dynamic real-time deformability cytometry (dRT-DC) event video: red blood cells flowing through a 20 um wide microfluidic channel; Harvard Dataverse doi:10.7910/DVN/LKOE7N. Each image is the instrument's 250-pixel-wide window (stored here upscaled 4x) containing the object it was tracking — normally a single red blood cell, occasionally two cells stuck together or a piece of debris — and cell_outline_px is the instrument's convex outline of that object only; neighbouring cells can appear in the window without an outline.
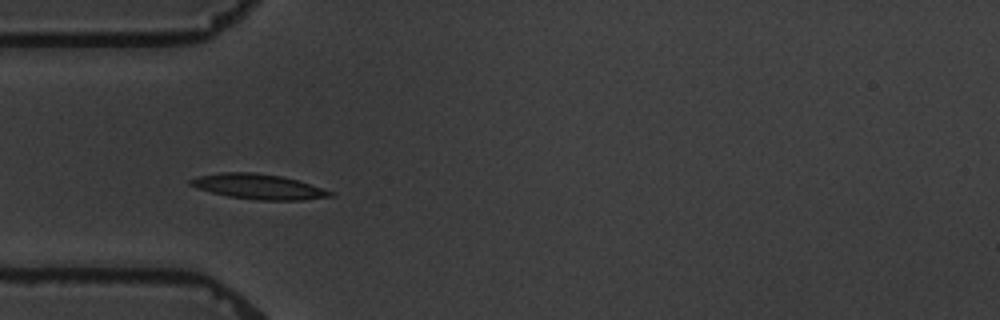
{"species": "common noctule bat (a hibernating species)", "species_latin": "Nyctalus noctula", "temperature_condition": "warm", "stored_images_in_passage": 10, "camera_frame_rate_fps": 3000, "um_per_image_px": 0.085, "animal": {"sex": "male", "body_mass_g": 19.5, "forearm_length_mm": 54.6}, "frame": {"image": 1, "passage_image": 6, "time_ms": 5.667, "image_size_px": [1000, 320], "cell_outline_px": [[336, 196], [304, 200], [256, 200], [228, 196], [196, 188], [188, 184], [188, 180], [196, 176], [220, 172], [252, 172], [280, 176], [296, 180], [336, 192]], "centroid_in_image_um": [21.97, 15.86], "position_along_channel_um": 63.0, "area_um2": 20.58}}
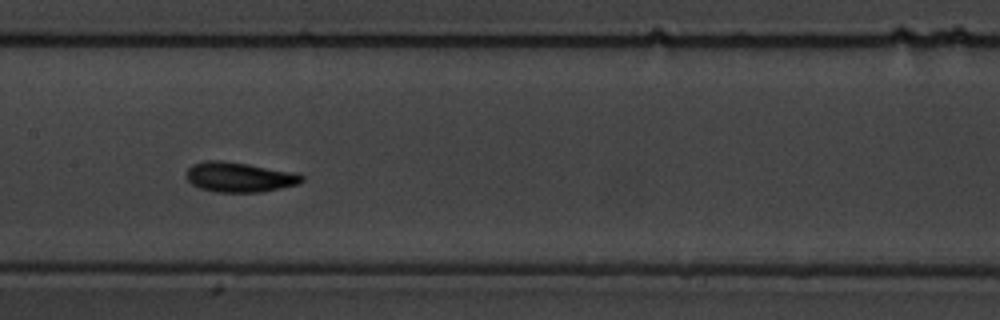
{"frame": {"image": 2, "passage_image": 9, "time_ms": 9.333, "image_size_px": [1000, 320], "cell_outline_px": [[304, 180], [300, 184], [260, 192], [216, 192], [200, 188], [192, 184], [184, 176], [188, 168], [192, 164], [204, 160], [224, 160], [248, 164], [292, 172], [304, 176]], "centroid_in_image_um": [20.31, 15.05], "position_along_channel_um": 187.1, "area_um2": 20.23}}
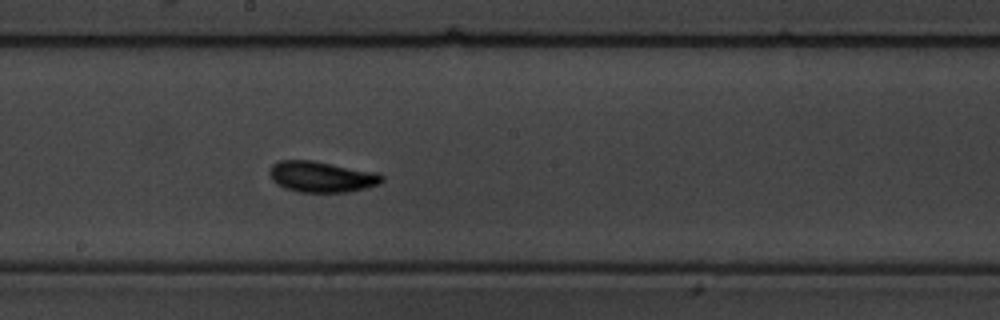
{"frame": {"image": 3, "passage_image": 10, "time_ms": 10.333, "image_size_px": [1000, 320], "cell_outline_px": [[384, 180], [380, 184], [348, 192], [300, 192], [284, 188], [272, 180], [268, 172], [272, 164], [280, 160], [312, 160], [380, 172], [384, 176]], "centroid_in_image_um": [27.36, 15.01], "position_along_channel_um": 220.8, "area_um2": 20.52}}